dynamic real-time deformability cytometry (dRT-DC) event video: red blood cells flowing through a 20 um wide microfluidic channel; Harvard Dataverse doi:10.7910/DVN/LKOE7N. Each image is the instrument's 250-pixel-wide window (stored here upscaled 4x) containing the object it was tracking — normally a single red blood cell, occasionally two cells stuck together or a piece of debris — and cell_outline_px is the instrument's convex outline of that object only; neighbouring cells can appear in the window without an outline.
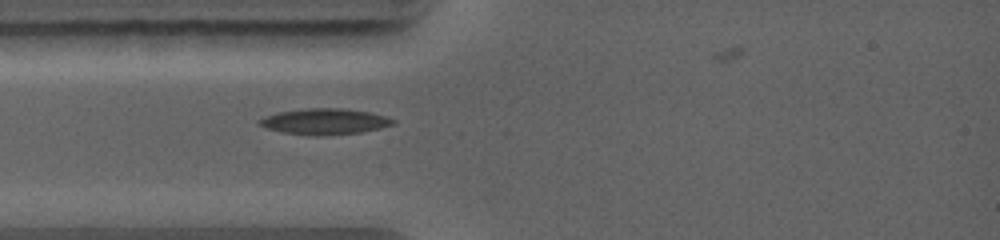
{"species": "common noctule bat (a hibernating species)", "species_latin": "Nyctalus noctula", "temperature_condition": "warm", "stored_images_in_passage": 2, "camera_frame_rate_fps": 5000, "um_per_image_px": 0.085, "animal": {"sex": "female", "body_mass_g": 19.0, "forearm_length_mm": 56.7}, "frame": {"image": 1, "passage_image": 1, "time_ms": 0.0, "image_size_px": [1000, 240], "cell_outline_px": [[396, 124], [380, 128], [360, 132], [324, 136], [308, 136], [280, 132], [256, 124], [256, 120], [280, 112], [308, 108], [340, 108], [368, 112], [384, 116], [396, 120]], "centroid_in_image_um": [27.58, 10.35], "position_along_channel_um": 57.4, "area_um2": 20.23}}
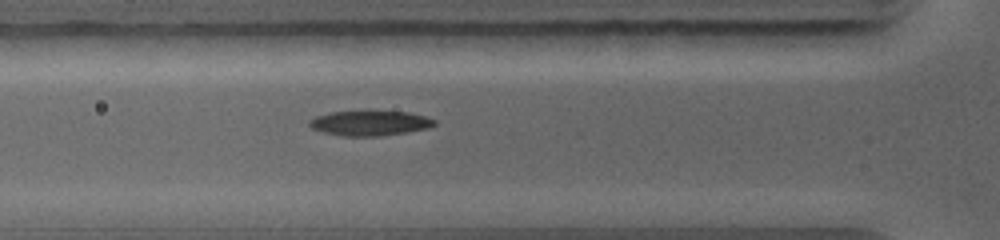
{"frame": {"image": 2, "passage_image": 2, "time_ms": 0.8, "image_size_px": [1000, 240], "cell_outline_px": [[436, 124], [428, 128], [408, 132], [380, 136], [344, 136], [324, 132], [312, 128], [308, 124], [308, 120], [316, 116], [328, 112], [408, 112], [424, 116], [436, 120]], "centroid_in_image_um": [31.43, 10.48], "position_along_channel_um": 94.4, "area_um2": 17.98}}